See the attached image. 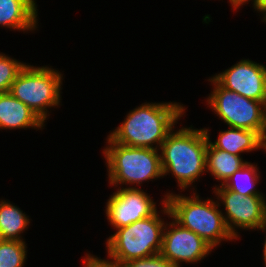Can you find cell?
Segmentation results:
<instances>
[{"mask_svg":"<svg viewBox=\"0 0 266 267\" xmlns=\"http://www.w3.org/2000/svg\"><path fill=\"white\" fill-rule=\"evenodd\" d=\"M185 109L183 104L177 102H145L131 110L108 137L121 145L160 150L167 135L183 117Z\"/></svg>","mask_w":266,"mask_h":267,"instance_id":"6da1fadb","label":"cell"},{"mask_svg":"<svg viewBox=\"0 0 266 267\" xmlns=\"http://www.w3.org/2000/svg\"><path fill=\"white\" fill-rule=\"evenodd\" d=\"M173 129L163 141L161 167L163 176L171 173L180 190L184 191L206 171L208 137L202 129L180 127ZM196 180V181H195Z\"/></svg>","mask_w":266,"mask_h":267,"instance_id":"7a4b0ae2","label":"cell"},{"mask_svg":"<svg viewBox=\"0 0 266 267\" xmlns=\"http://www.w3.org/2000/svg\"><path fill=\"white\" fill-rule=\"evenodd\" d=\"M199 198L197 193L188 197L169 192L161 201V211L182 227L196 233L213 248L221 244L222 240H234L226 226L224 213L219 209L220 203Z\"/></svg>","mask_w":266,"mask_h":267,"instance_id":"3957f363","label":"cell"},{"mask_svg":"<svg viewBox=\"0 0 266 267\" xmlns=\"http://www.w3.org/2000/svg\"><path fill=\"white\" fill-rule=\"evenodd\" d=\"M107 143L102 154L106 160L110 185L139 186L144 181L164 177L159 150L121 145L108 136Z\"/></svg>","mask_w":266,"mask_h":267,"instance_id":"277c9868","label":"cell"},{"mask_svg":"<svg viewBox=\"0 0 266 267\" xmlns=\"http://www.w3.org/2000/svg\"><path fill=\"white\" fill-rule=\"evenodd\" d=\"M158 213L116 229L106 240L108 257L123 264L160 253L165 222Z\"/></svg>","mask_w":266,"mask_h":267,"instance_id":"5b68a950","label":"cell"},{"mask_svg":"<svg viewBox=\"0 0 266 267\" xmlns=\"http://www.w3.org/2000/svg\"><path fill=\"white\" fill-rule=\"evenodd\" d=\"M60 71L47 66L34 67L26 64L12 83L10 93L45 123L47 109L60 105L62 76Z\"/></svg>","mask_w":266,"mask_h":267,"instance_id":"8992f818","label":"cell"},{"mask_svg":"<svg viewBox=\"0 0 266 267\" xmlns=\"http://www.w3.org/2000/svg\"><path fill=\"white\" fill-rule=\"evenodd\" d=\"M214 86L207 97V105L229 127L258 132L266 138V105L222 87L213 77Z\"/></svg>","mask_w":266,"mask_h":267,"instance_id":"52a82bcc","label":"cell"},{"mask_svg":"<svg viewBox=\"0 0 266 267\" xmlns=\"http://www.w3.org/2000/svg\"><path fill=\"white\" fill-rule=\"evenodd\" d=\"M214 193L224 205L226 226L236 240L239 236L237 228L266 230V200L263 195L244 196L223 185H215Z\"/></svg>","mask_w":266,"mask_h":267,"instance_id":"ba28073f","label":"cell"},{"mask_svg":"<svg viewBox=\"0 0 266 267\" xmlns=\"http://www.w3.org/2000/svg\"><path fill=\"white\" fill-rule=\"evenodd\" d=\"M107 201L105 213L114 229L150 217L157 211L150 195L137 187H119Z\"/></svg>","mask_w":266,"mask_h":267,"instance_id":"9c48e42d","label":"cell"},{"mask_svg":"<svg viewBox=\"0 0 266 267\" xmlns=\"http://www.w3.org/2000/svg\"><path fill=\"white\" fill-rule=\"evenodd\" d=\"M165 224L160 255L177 267L180 262L197 263L214 249L196 233L182 227L173 218Z\"/></svg>","mask_w":266,"mask_h":267,"instance_id":"30bf717a","label":"cell"},{"mask_svg":"<svg viewBox=\"0 0 266 267\" xmlns=\"http://www.w3.org/2000/svg\"><path fill=\"white\" fill-rule=\"evenodd\" d=\"M213 78L224 88L266 105V66L242 59Z\"/></svg>","mask_w":266,"mask_h":267,"instance_id":"8fae6325","label":"cell"},{"mask_svg":"<svg viewBox=\"0 0 266 267\" xmlns=\"http://www.w3.org/2000/svg\"><path fill=\"white\" fill-rule=\"evenodd\" d=\"M44 122L10 92L0 94V130L43 129Z\"/></svg>","mask_w":266,"mask_h":267,"instance_id":"7c38bea8","label":"cell"},{"mask_svg":"<svg viewBox=\"0 0 266 267\" xmlns=\"http://www.w3.org/2000/svg\"><path fill=\"white\" fill-rule=\"evenodd\" d=\"M37 10L35 0H0V26L34 31L38 28Z\"/></svg>","mask_w":266,"mask_h":267,"instance_id":"4fadbf2b","label":"cell"},{"mask_svg":"<svg viewBox=\"0 0 266 267\" xmlns=\"http://www.w3.org/2000/svg\"><path fill=\"white\" fill-rule=\"evenodd\" d=\"M208 137V142L217 149L227 151L231 154L241 156L243 152H250L265 149V139L256 131L233 128L220 131L218 139L214 142L210 140L209 128H204Z\"/></svg>","mask_w":266,"mask_h":267,"instance_id":"5bb4252c","label":"cell"},{"mask_svg":"<svg viewBox=\"0 0 266 267\" xmlns=\"http://www.w3.org/2000/svg\"><path fill=\"white\" fill-rule=\"evenodd\" d=\"M247 161L241 156L214 148L209 142L206 149V171L210 172L223 185L225 181L239 170Z\"/></svg>","mask_w":266,"mask_h":267,"instance_id":"9a60e30c","label":"cell"},{"mask_svg":"<svg viewBox=\"0 0 266 267\" xmlns=\"http://www.w3.org/2000/svg\"><path fill=\"white\" fill-rule=\"evenodd\" d=\"M29 216L10 201L0 200V239L24 241L21 233L29 226Z\"/></svg>","mask_w":266,"mask_h":267,"instance_id":"2e32d148","label":"cell"},{"mask_svg":"<svg viewBox=\"0 0 266 267\" xmlns=\"http://www.w3.org/2000/svg\"><path fill=\"white\" fill-rule=\"evenodd\" d=\"M255 163L246 162L239 170L229 177L223 186L233 192L244 196L263 195L256 189L260 180V172Z\"/></svg>","mask_w":266,"mask_h":267,"instance_id":"e0dca14e","label":"cell"},{"mask_svg":"<svg viewBox=\"0 0 266 267\" xmlns=\"http://www.w3.org/2000/svg\"><path fill=\"white\" fill-rule=\"evenodd\" d=\"M25 241L0 239V267H24L27 259Z\"/></svg>","mask_w":266,"mask_h":267,"instance_id":"ac0fdd59","label":"cell"},{"mask_svg":"<svg viewBox=\"0 0 266 267\" xmlns=\"http://www.w3.org/2000/svg\"><path fill=\"white\" fill-rule=\"evenodd\" d=\"M26 65L4 53H0V94L10 91L18 73Z\"/></svg>","mask_w":266,"mask_h":267,"instance_id":"d6986e66","label":"cell"},{"mask_svg":"<svg viewBox=\"0 0 266 267\" xmlns=\"http://www.w3.org/2000/svg\"><path fill=\"white\" fill-rule=\"evenodd\" d=\"M122 265L123 267H177L162 257L160 253L141 259H135L123 263Z\"/></svg>","mask_w":266,"mask_h":267,"instance_id":"ffe728a7","label":"cell"},{"mask_svg":"<svg viewBox=\"0 0 266 267\" xmlns=\"http://www.w3.org/2000/svg\"><path fill=\"white\" fill-rule=\"evenodd\" d=\"M84 257V267H123L118 260L111 257H109L110 261L109 259H101V257L98 258L90 253H87Z\"/></svg>","mask_w":266,"mask_h":267,"instance_id":"44dd1931","label":"cell"},{"mask_svg":"<svg viewBox=\"0 0 266 267\" xmlns=\"http://www.w3.org/2000/svg\"><path fill=\"white\" fill-rule=\"evenodd\" d=\"M254 9L257 10V12L263 13V22L266 21V0H257V3L254 6Z\"/></svg>","mask_w":266,"mask_h":267,"instance_id":"7402d4cb","label":"cell"},{"mask_svg":"<svg viewBox=\"0 0 266 267\" xmlns=\"http://www.w3.org/2000/svg\"><path fill=\"white\" fill-rule=\"evenodd\" d=\"M229 1L231 3V6H233L234 10L239 9L241 5L247 4V2L249 3V1H252L253 7L257 3V0H229Z\"/></svg>","mask_w":266,"mask_h":267,"instance_id":"603a6c76","label":"cell"},{"mask_svg":"<svg viewBox=\"0 0 266 267\" xmlns=\"http://www.w3.org/2000/svg\"><path fill=\"white\" fill-rule=\"evenodd\" d=\"M263 260H264L265 267H266V239H265L264 247H263Z\"/></svg>","mask_w":266,"mask_h":267,"instance_id":"cb8c5ba5","label":"cell"}]
</instances>
